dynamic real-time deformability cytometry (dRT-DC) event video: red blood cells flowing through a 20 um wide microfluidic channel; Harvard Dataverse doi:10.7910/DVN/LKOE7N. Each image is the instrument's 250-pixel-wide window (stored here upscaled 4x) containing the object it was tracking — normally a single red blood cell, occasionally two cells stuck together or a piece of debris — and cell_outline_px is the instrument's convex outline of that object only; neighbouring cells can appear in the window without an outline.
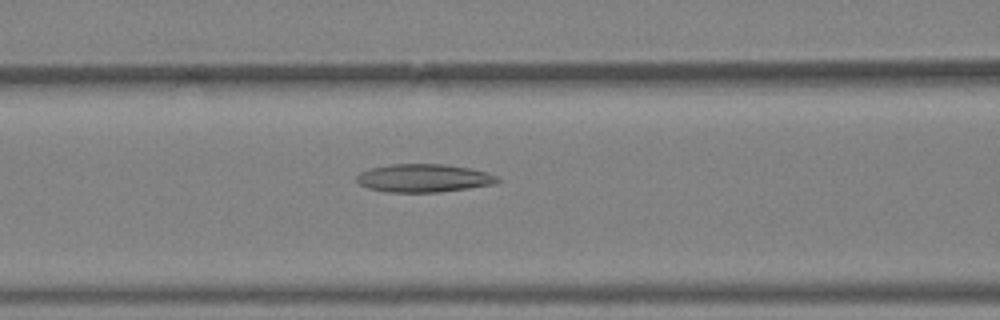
{"species": "Egyptian fruit bat (a non-hibernating species)", "species_latin": "Rousettus aegyptiacus", "temperature_condition": "warm", "stored_images_in_passage": 40, "camera_frame_rate_fps": 3000, "um_per_image_px": 0.085, "animal": {"sex": "female"}, "frame": {"image": 1, "passage_image": 18, "time_ms": 5.667, "image_size_px": [1000, 320], "cell_outline_px": [[500, 180], [496, 184], [440, 192], [388, 192], [368, 188], [360, 184], [356, 180], [356, 176], [360, 172], [372, 168], [392, 164], [444, 164], [472, 168], [488, 172], [500, 176]], "centroid_in_image_um": [36.08, 15.14], "position_along_channel_um": 130.5, "area_um2": 23.24}}
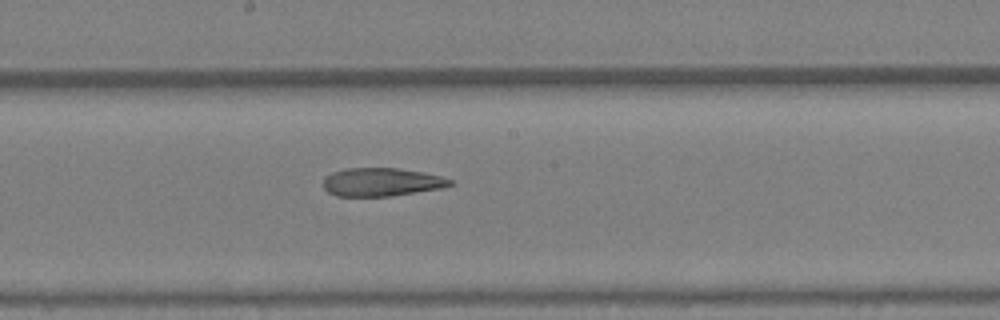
{"frame": {"image": 2, "passage_image": 23, "time_ms": 7.333, "image_size_px": [1000, 320], "cell_outline_px": [[456, 184], [444, 188], [392, 196], [336, 196], [328, 192], [324, 188], [324, 176], [332, 172], [344, 168], [396, 168], [424, 172], [440, 176], [452, 180]], "centroid_in_image_um": [32.45, 15.47], "position_along_channel_um": 215.7, "area_um2": 21.15}}
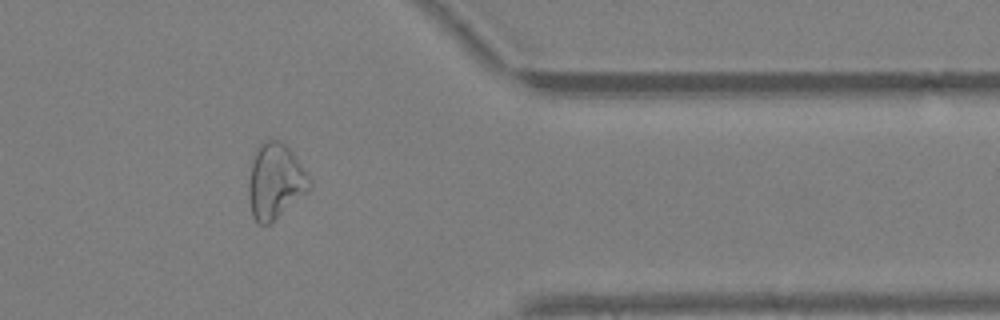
{"frame": {"image": 3, "passage_image": 34, "time_ms": 11.0, "image_size_px": [1000, 320], "cell_outline_px": [[312, 188], [308, 192], [268, 224], [256, 224], [252, 216], [248, 196], [248, 180], [252, 160], [256, 148], [264, 140], [280, 140], [292, 152], [312, 180]], "centroid_in_image_um": [23.39, 15.4], "position_along_channel_um": 388.0, "area_um2": 26.82}}